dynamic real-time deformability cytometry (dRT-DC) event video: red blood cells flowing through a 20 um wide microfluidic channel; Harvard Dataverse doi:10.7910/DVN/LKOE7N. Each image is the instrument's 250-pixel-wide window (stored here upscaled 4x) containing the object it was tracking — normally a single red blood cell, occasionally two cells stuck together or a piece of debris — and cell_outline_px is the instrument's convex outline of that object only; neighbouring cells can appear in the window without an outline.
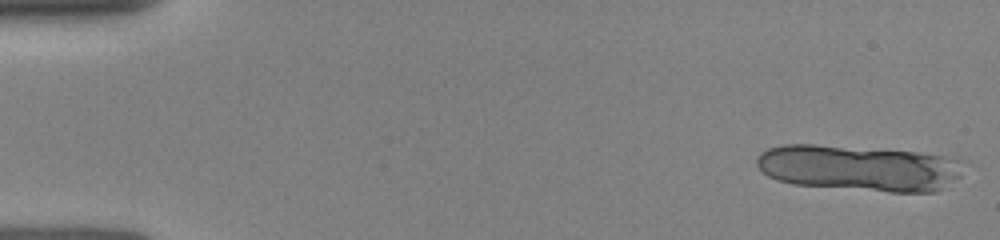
{"species": "human", "species_latin": "Homo sapiens", "temperature_condition": "room temperature", "stored_images_in_passage": 10, "segment_of_instrument_passage": [1, 2], "camera_frame_rate_fps": 3000, "um_per_image_px": 0.085, "donor": {"sex": "female"}, "frame": {"image": 1, "passage_image": 1, "time_ms": 0.0, "image_size_px": [1000, 240], "cell_outline_px": [[972, 164], [960, 176], [936, 192], [888, 192], [792, 184], [776, 180], [768, 176], [756, 164], [756, 156], [760, 152], [768, 148], [784, 144], [816, 144], [920, 152], [956, 156]], "centroid_in_image_um": [73.14, 14.27], "position_along_channel_um": 11.9, "area_um2": 56.64}}